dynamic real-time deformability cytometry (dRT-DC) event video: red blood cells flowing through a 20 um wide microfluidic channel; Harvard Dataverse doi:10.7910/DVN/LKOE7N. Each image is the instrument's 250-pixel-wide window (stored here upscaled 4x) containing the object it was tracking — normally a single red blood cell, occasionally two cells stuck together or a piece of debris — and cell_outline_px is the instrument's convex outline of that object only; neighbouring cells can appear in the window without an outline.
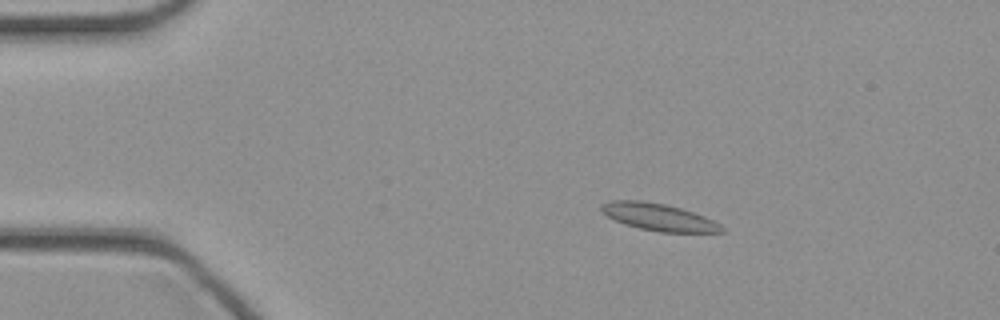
{"species": "common noctule bat (a hibernating species)", "species_latin": "Nyctalus noctula", "temperature_condition": "cold", "stored_images_in_passage": 46, "camera_frame_rate_fps": 3000, "um_per_image_px": 0.085, "animal": {"sex": "female", "body_mass_g": 21.9}, "frame": {"image": 1, "passage_image": 8, "time_ms": 2.333, "image_size_px": [1000, 320], "cell_outline_px": [[724, 232], [660, 232], [640, 228], [624, 224], [600, 212], [600, 204], [608, 200], [640, 200], [664, 204], [680, 208], [704, 216], [720, 224], [724, 228]], "centroid_in_image_um": [55.94, 18.44], "position_along_channel_um": 29.1, "area_um2": 18.96}}
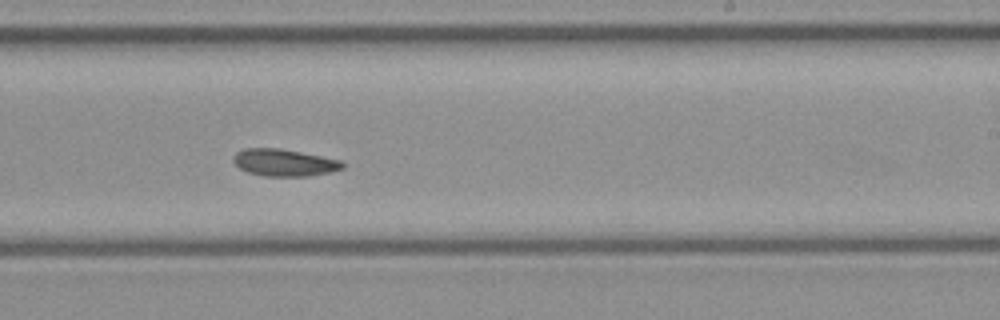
{"frame": {"image": 2, "passage_image": 28, "time_ms": 9.0, "image_size_px": [1000, 320], "cell_outline_px": [[344, 168], [328, 172], [308, 176], [264, 176], [248, 172], [240, 168], [232, 160], [232, 156], [236, 152], [244, 148], [280, 148], [340, 160], [344, 164]], "centroid_in_image_um": [24.11, 13.81], "position_along_channel_um": 264.9, "area_um2": 17.11}}
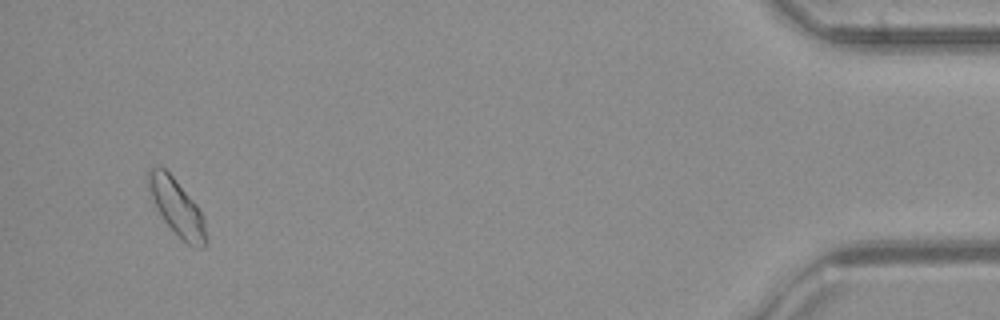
{"frame": {"image": 3, "passage_image": 44, "time_ms": 14.333, "image_size_px": [1000, 320], "cell_outline_px": [[208, 244], [196, 248], [188, 244], [164, 220], [156, 208], [148, 188], [148, 168], [164, 168], [172, 176], [196, 204], [204, 220], [208, 240]], "centroid_in_image_um": [15.05, 17.64], "position_along_channel_um": 420.2, "area_um2": 18.38}}